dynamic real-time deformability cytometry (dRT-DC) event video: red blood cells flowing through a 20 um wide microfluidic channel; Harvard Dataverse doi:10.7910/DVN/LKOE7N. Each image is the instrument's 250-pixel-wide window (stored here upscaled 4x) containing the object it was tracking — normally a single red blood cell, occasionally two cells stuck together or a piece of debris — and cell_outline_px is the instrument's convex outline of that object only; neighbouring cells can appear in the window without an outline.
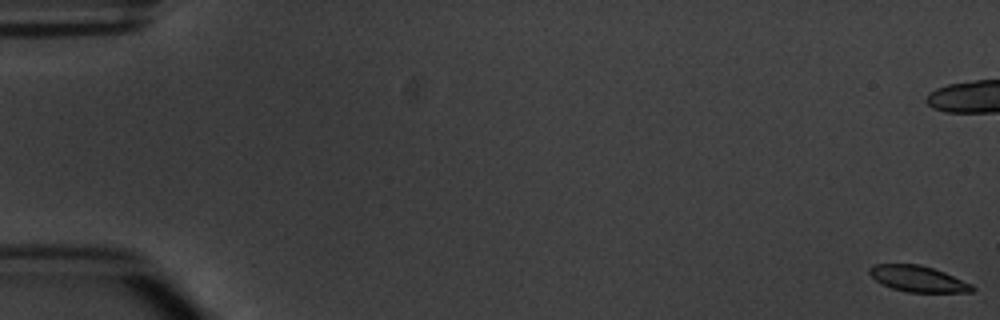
{"species": "common noctule bat (a hibernating species)", "species_latin": "Nyctalus noctula", "temperature_condition": "warm", "stored_images_in_passage": 9, "camera_frame_rate_fps": 3000, "um_per_image_px": 0.085, "animal": {"sex": "male", "body_mass_g": 20.1, "forearm_length_mm": 53.5}, "frame": {"image": 1, "passage_image": 1, "time_ms": 0.0, "image_size_px": [1000, 320], "cell_outline_px": [[976, 288], [972, 292], [908, 292], [892, 288], [876, 280], [868, 272], [868, 268], [872, 264], [920, 264], [944, 272], [972, 284]], "centroid_in_image_um": [78.03, 23.69], "position_along_channel_um": 7.0, "area_um2": 15.49}}